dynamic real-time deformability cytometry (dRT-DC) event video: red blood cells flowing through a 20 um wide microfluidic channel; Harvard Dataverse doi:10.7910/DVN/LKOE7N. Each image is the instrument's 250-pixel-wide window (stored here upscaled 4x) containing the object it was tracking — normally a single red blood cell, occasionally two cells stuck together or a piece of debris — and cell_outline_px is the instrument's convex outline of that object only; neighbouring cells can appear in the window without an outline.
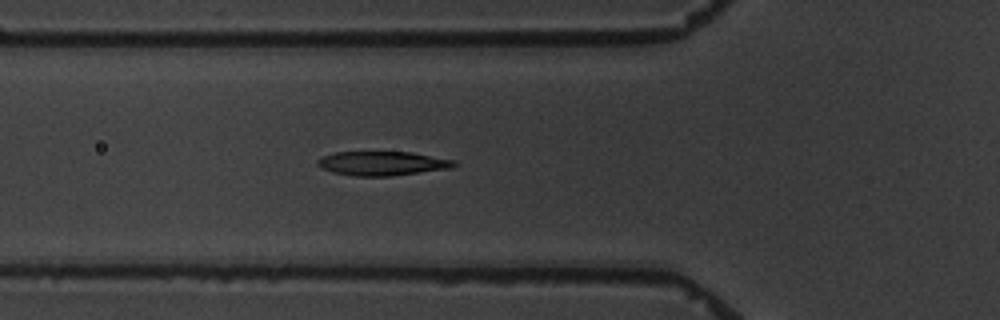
{"species": "common noctule bat (a hibernating species)", "species_latin": "Nyctalus noctula", "temperature_condition": "warm", "stored_images_in_passage": 4, "segment_of_instrument_passage": [1, 2], "camera_frame_rate_fps": 3000, "um_per_image_px": 0.085, "animal": {"sex": "male", "body_mass_g": 19.5, "forearm_length_mm": 54.6}, "frame": {"image": 1, "passage_image": 3, "time_ms": 2.333, "image_size_px": [1000, 320], "cell_outline_px": [[456, 164], [452, 168], [388, 176], [356, 176], [332, 172], [320, 168], [316, 164], [316, 160], [320, 156], [336, 152], [412, 152], [456, 160]], "centroid_in_image_um": [32.46, 13.88], "position_along_channel_um": 93.3, "area_um2": 19.31}}